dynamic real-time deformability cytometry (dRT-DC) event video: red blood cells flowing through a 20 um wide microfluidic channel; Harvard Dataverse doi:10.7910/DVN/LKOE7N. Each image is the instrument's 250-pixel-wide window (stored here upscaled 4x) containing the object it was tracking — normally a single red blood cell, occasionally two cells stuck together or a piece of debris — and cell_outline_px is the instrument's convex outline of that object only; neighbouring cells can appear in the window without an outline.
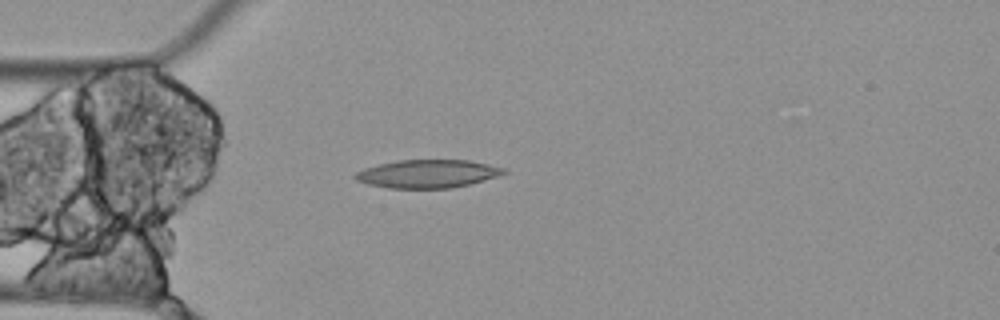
{"species": "Egyptian fruit bat (a non-hibernating species)", "species_latin": "Rousettus aegyptiacus", "temperature_condition": "cold", "stored_images_in_passage": 2, "camera_frame_rate_fps": 3000, "um_per_image_px": 0.085, "animal": {"sex": "female"}, "frame": {"image": 1, "passage_image": 2, "time_ms": 0.333, "image_size_px": [1000, 320], "cell_outline_px": [[508, 172], [500, 176], [452, 188], [388, 188], [368, 184], [356, 180], [352, 176], [356, 172], [364, 168], [396, 160], [468, 160], [488, 164], [504, 168]], "centroid_in_image_um": [36.34, 14.77], "position_along_channel_um": 48.7, "area_um2": 24.39}}